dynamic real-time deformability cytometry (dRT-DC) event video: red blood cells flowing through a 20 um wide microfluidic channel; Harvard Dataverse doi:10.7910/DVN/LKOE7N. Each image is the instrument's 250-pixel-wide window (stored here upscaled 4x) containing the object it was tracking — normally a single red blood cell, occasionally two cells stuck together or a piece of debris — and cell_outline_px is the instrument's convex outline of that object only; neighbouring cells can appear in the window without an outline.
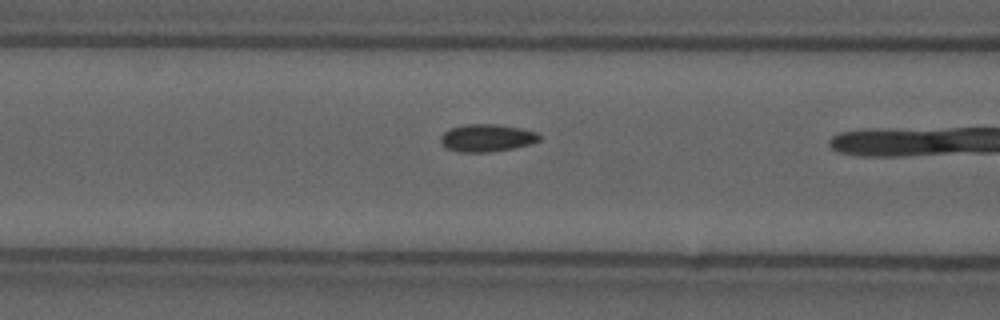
{"species": "common noctule bat (a hibernating species)", "species_latin": "Nyctalus noctula", "temperature_condition": "cold", "stored_images_in_passage": 30, "camera_frame_rate_fps": 3000, "um_per_image_px": 0.085, "animal": {"sex": "male", "forearm_length_mm": 52.5}, "frame": {"image": 1, "passage_image": 18, "time_ms": 5.667, "image_size_px": [1000, 320], "cell_outline_px": [[540, 140], [532, 144], [512, 148], [488, 152], [460, 152], [448, 148], [440, 140], [440, 136], [448, 128], [464, 124], [496, 124], [524, 128], [536, 132], [540, 136]], "centroid_in_image_um": [41.4, 11.7], "position_along_channel_um": 125.2, "area_um2": 15.9}}